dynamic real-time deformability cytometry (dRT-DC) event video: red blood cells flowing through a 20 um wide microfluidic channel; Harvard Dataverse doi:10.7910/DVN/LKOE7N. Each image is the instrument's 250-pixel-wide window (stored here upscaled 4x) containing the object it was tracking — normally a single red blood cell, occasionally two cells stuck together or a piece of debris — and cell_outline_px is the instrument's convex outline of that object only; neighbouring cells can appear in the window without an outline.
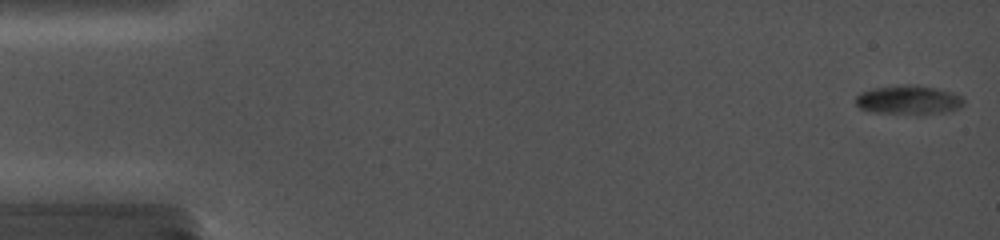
{"species": "common noctule bat (a hibernating species)", "species_latin": "Nyctalus noctula", "temperature_condition": "cold", "stored_images_in_passage": 33, "camera_frame_rate_fps": 5000, "um_per_image_px": 0.085, "animal": {"sex": "female", "body_mass_g": 19.0, "forearm_length_mm": 56.7}, "frame": {"image": 1, "passage_image": 1, "time_ms": 0.0, "image_size_px": [1000, 240], "cell_outline_px": [[964, 104], [956, 108], [944, 112], [872, 112], [860, 108], [856, 104], [856, 96], [860, 92], [872, 88], [904, 84], [912, 84], [952, 92], [960, 96], [964, 100]], "centroid_in_image_um": [77.17, 8.45], "position_along_channel_um": 7.8, "area_um2": 17.57}}
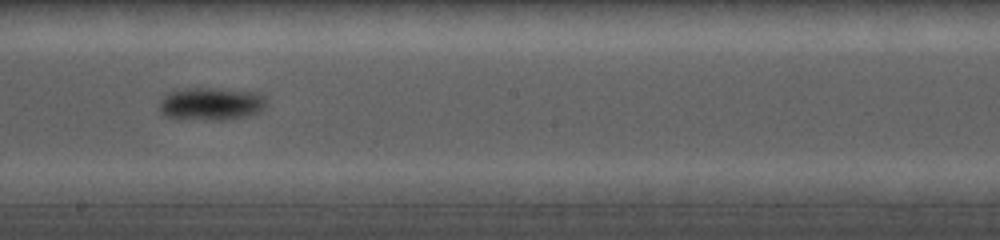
{"frame": {"image": 2, "passage_image": 18, "time_ms": 9.8, "image_size_px": [1000, 240], "cell_outline_px": [[268, 104], [256, 112], [240, 116], [220, 120], [168, 116], [160, 108], [160, 100], [172, 88], [220, 88], [264, 92], [268, 100]], "centroid_in_image_um": [18.01, 8.75], "position_along_channel_um": 230.2, "area_um2": 20.35}}
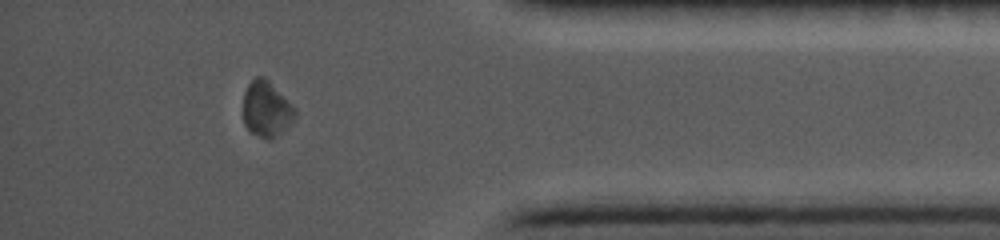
{"frame": {"image": 3, "passage_image": 29, "time_ms": 15.0, "image_size_px": [1000, 240], "cell_outline_px": [[296, 116], [292, 124], [276, 136], [260, 136], [248, 132], [244, 124], [244, 92], [248, 84], [256, 76], [264, 76], [296, 108]], "centroid_in_image_um": [22.66, 9.25], "position_along_channel_um": 412.5, "area_um2": 16.7}}